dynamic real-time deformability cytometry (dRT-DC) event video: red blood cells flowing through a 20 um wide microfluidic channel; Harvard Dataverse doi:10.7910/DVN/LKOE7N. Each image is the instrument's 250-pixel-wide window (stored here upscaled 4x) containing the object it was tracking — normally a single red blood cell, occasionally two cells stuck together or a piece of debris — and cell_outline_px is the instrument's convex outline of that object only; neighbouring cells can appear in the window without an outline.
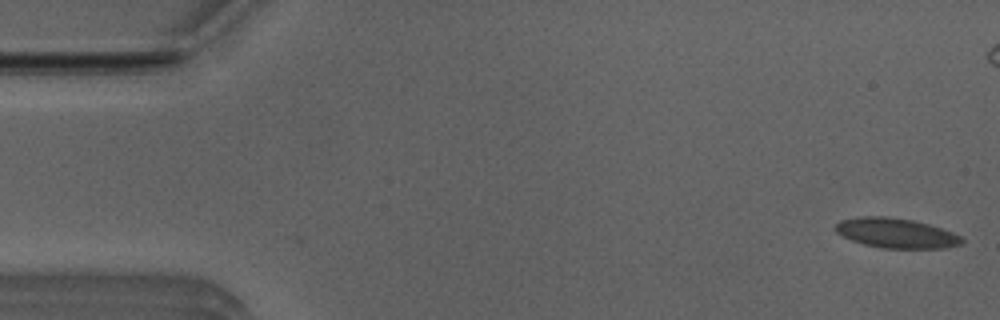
{"species": "Egyptian fruit bat (a non-hibernating species)", "species_latin": "Rousettus aegyptiacus", "temperature_condition": "room temperature", "stored_images_in_passage": 53, "camera_frame_rate_fps": 3000, "um_per_image_px": 0.085, "animal": {"sex": "male"}, "frame": {"image": 1, "passage_image": 1, "time_ms": 0.0, "image_size_px": [1000, 320], "cell_outline_px": [[964, 244], [944, 248], [880, 248], [864, 244], [852, 240], [836, 232], [836, 224], [840, 220], [860, 216], [888, 216], [912, 220], [928, 224], [952, 232], [960, 236], [964, 240]], "centroid_in_image_um": [76.18, 19.81], "position_along_channel_um": 8.8, "area_um2": 21.91}}
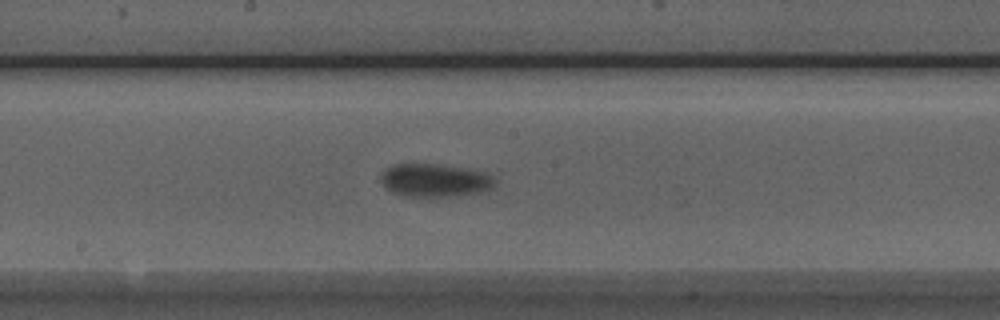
{"frame": {"image": 2, "passage_image": 27, "time_ms": 8.667, "image_size_px": [1000, 320], "cell_outline_px": [[496, 188], [484, 192], [452, 196], [404, 196], [388, 188], [384, 184], [380, 176], [384, 168], [392, 164], [436, 164], [468, 168], [488, 172], [496, 180]], "centroid_in_image_um": [37.06, 15.31], "position_along_channel_um": 211.1, "area_um2": 22.25}}
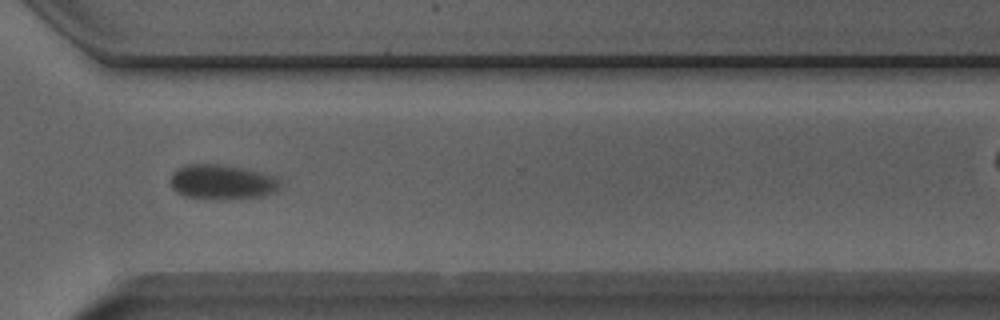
{"frame": {"image": 3, "passage_image": 38, "time_ms": 12.333, "image_size_px": [1000, 320], "cell_outline_px": [[280, 184], [272, 192], [264, 196], [228, 200], [204, 200], [184, 196], [176, 192], [172, 188], [172, 172], [176, 168], [184, 164], [224, 164], [244, 168], [260, 172], [272, 176]], "centroid_in_image_um": [18.79, 15.49], "position_along_channel_um": 351.8, "area_um2": 22.54}, "authors_computed_cell_mechanics": {"area_um2": 22.0796, "velocity_mm_per_s": 3.8333, "shape_relaxation_time_tau1_ms": 2.9555, "shape_relaxation_time_tau2_ms": null, "deformation_change_tau1": 0.0949, "deformation_change_tau2": null}}